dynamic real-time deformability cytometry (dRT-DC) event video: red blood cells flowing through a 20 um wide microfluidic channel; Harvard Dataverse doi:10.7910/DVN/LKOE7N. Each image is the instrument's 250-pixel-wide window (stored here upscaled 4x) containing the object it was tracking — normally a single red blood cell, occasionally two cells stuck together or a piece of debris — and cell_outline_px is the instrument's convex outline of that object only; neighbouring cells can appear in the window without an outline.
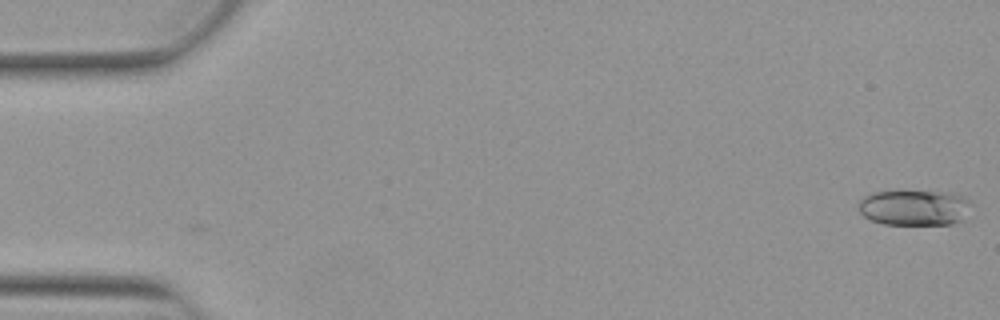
{"species": "Egyptian fruit bat (a non-hibernating species)", "species_latin": "Rousettus aegyptiacus", "temperature_condition": "warm", "stored_images_in_passage": 2, "camera_frame_rate_fps": 3000, "um_per_image_px": 0.085, "animal": {"sex": "female"}, "frame": {"image": 1, "passage_image": 1, "time_ms": 0.0, "image_size_px": [1000, 320], "cell_outline_px": [[972, 204], [964, 220], [952, 224], [884, 224], [872, 220], [864, 216], [860, 212], [856, 204], [864, 196], [872, 192], [892, 188], [904, 188], [952, 192], [964, 196]], "centroid_in_image_um": [77.71, 17.57], "position_along_channel_um": 7.3, "area_um2": 24.8}}